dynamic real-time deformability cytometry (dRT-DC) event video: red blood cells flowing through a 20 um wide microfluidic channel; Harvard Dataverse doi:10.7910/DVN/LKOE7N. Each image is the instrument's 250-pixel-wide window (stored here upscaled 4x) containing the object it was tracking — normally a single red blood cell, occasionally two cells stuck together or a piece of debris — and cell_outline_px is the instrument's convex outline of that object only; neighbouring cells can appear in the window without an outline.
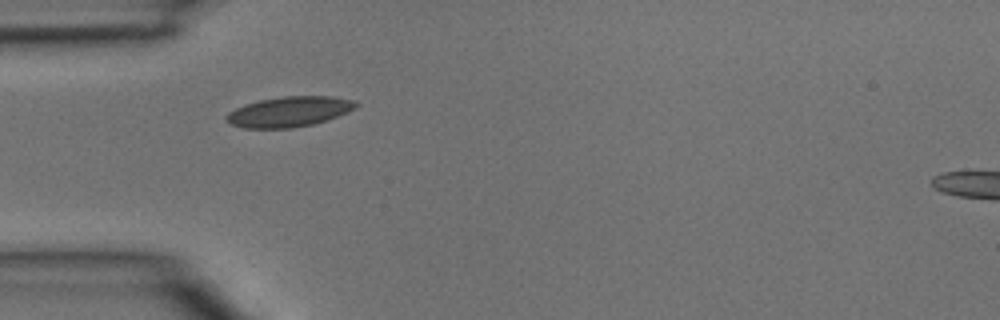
{"species": "common noctule bat (a hibernating species)", "species_latin": "Nyctalus noctula", "temperature_condition": "room temperature", "stored_images_in_passage": 4, "camera_frame_rate_fps": 3000, "um_per_image_px": 0.085, "animal": {"sex": "male", "body_mass_g": 15.6}, "frame": {"image": 1, "passage_image": 4, "time_ms": 1.0, "image_size_px": [1000, 320], "cell_outline_px": [[360, 104], [356, 108], [348, 112], [312, 124], [292, 128], [244, 128], [232, 124], [224, 120], [224, 116], [228, 112], [236, 108], [260, 100], [284, 96], [332, 96], [352, 100]], "centroid_in_image_um": [24.57, 9.49], "position_along_channel_um": 60.4, "area_um2": 22.66}}